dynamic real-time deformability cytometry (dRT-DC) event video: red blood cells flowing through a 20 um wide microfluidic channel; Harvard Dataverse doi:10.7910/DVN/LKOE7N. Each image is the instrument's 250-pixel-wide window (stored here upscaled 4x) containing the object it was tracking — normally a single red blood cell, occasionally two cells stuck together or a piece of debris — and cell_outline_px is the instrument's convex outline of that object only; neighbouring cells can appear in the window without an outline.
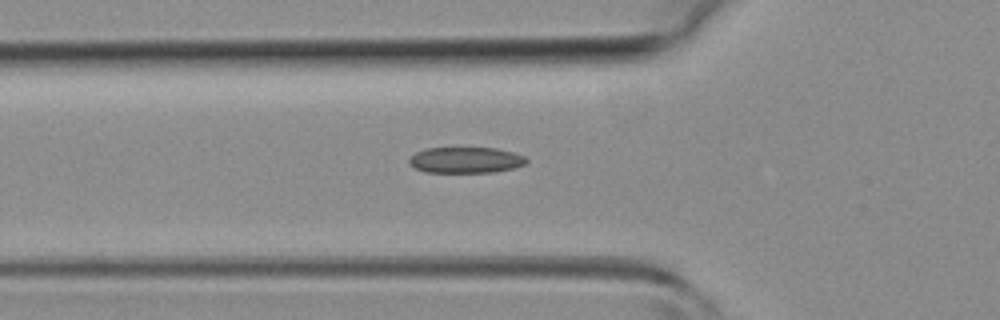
{"species": "common noctule bat (a hibernating species)", "species_latin": "Nyctalus noctula", "temperature_condition": "room temperature", "stored_images_in_passage": 22, "camera_frame_rate_fps": 3000, "um_per_image_px": 0.085, "animal": {"sex": "female", "body_mass_g": 19.3, "forearm_length_mm": 54.1}, "frame": {"image": 1, "passage_image": 5, "time_ms": 1.333, "image_size_px": [1000, 320], "cell_outline_px": [[528, 160], [524, 164], [512, 168], [492, 172], [428, 172], [416, 168], [408, 164], [408, 160], [416, 152], [428, 148], [496, 148], [512, 152], [524, 156]], "centroid_in_image_um": [39.57, 13.6], "position_along_channel_um": 86.2, "area_um2": 17.51}}
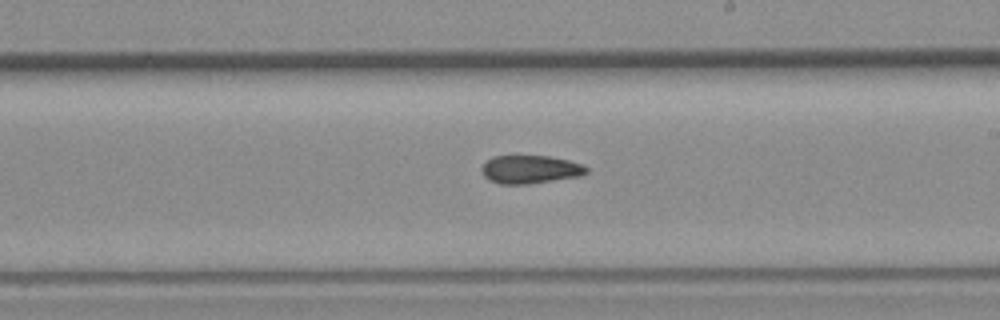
{"frame": {"image": 2, "passage_image": 15, "time_ms": 4.667, "image_size_px": [1000, 320], "cell_outline_px": [[588, 172], [580, 176], [528, 184], [500, 184], [488, 180], [484, 176], [480, 168], [492, 156], [548, 156], [568, 160], [584, 164], [588, 168]], "centroid_in_image_um": [45.07, 14.4], "position_along_channel_um": 243.9, "area_um2": 17.28}}
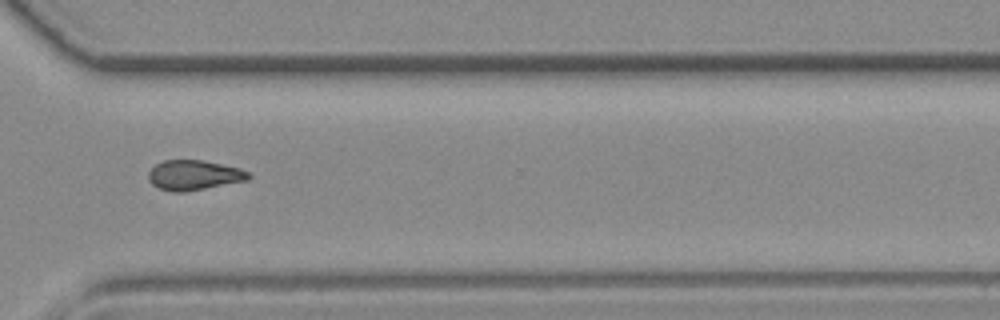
{"frame": {"image": 3, "passage_image": 22, "time_ms": 7.0, "image_size_px": [1000, 320], "cell_outline_px": [[252, 176], [248, 180], [184, 192], [172, 192], [160, 188], [152, 184], [148, 180], [148, 172], [156, 164], [164, 160], [204, 160], [240, 168], [248, 172]], "centroid_in_image_um": [16.48, 14.88], "position_along_channel_um": 354.1, "area_um2": 17.46}}